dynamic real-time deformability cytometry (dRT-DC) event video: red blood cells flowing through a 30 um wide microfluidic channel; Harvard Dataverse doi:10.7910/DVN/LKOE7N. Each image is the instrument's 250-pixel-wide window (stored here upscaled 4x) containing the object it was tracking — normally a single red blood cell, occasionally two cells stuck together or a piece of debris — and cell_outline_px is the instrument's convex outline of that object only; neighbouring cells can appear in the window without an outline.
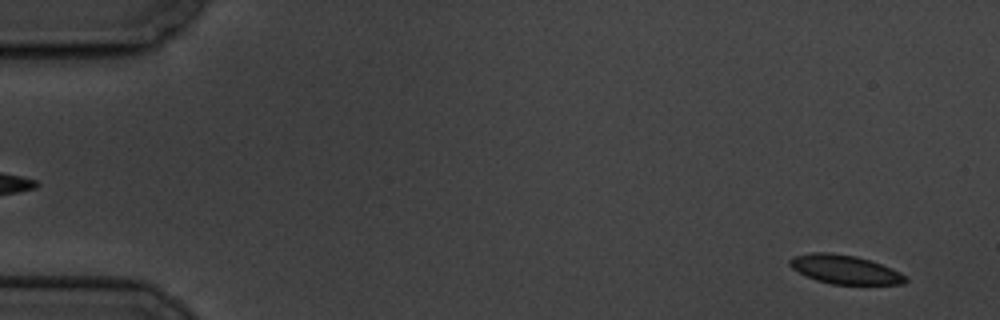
{"species": "common noctule bat (a hibernating species)", "species_latin": "Nyctalus noctula", "temperature_condition": "cold", "stored_images_in_passage": 4, "segment_of_instrument_passage": [2, 2], "camera_frame_rate_fps": 3000, "um_per_image_px": 0.085, "animal": {"sex": "male", "body_mass_g": 19.5, "forearm_length_mm": 54.6}, "frame": {"image": 1, "passage_image": 4, "time_ms": 4.333, "image_size_px": [1000, 320], "cell_outline_px": [[908, 280], [904, 284], [832, 284], [816, 280], [792, 268], [788, 264], [788, 260], [792, 256], [816, 252], [828, 252], [856, 256], [892, 268], [900, 272]], "centroid_in_image_um": [71.8, 22.9], "position_along_channel_um": 13.2, "area_um2": 19.25}}